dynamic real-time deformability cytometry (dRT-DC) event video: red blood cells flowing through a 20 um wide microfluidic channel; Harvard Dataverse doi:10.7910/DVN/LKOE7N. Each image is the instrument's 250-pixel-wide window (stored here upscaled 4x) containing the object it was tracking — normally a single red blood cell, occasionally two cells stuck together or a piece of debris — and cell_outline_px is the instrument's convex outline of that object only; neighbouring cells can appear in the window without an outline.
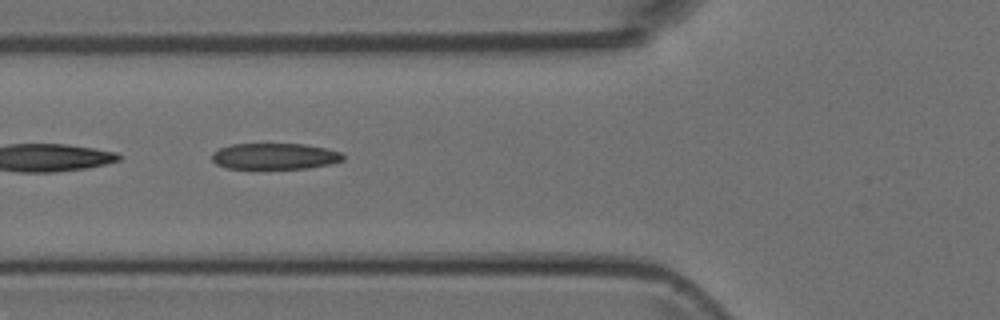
{"species": "Egyptian fruit bat (a non-hibernating species)", "species_latin": "Rousettus aegyptiacus", "temperature_condition": "room temperature", "stored_images_in_passage": 4, "camera_frame_rate_fps": 3000, "um_per_image_px": 0.085, "animal": {"sex": "female"}, "frame": {"image": 1, "passage_image": 2, "time_ms": 0.333, "image_size_px": [1000, 320], "cell_outline_px": [[344, 160], [332, 164], [308, 168], [224, 168], [216, 164], [212, 160], [212, 152], [220, 148], [232, 144], [304, 144], [328, 148], [340, 152], [344, 156]], "centroid_in_image_um": [23.37, 13.28], "position_along_channel_um": 102.4, "area_um2": 20.06}}
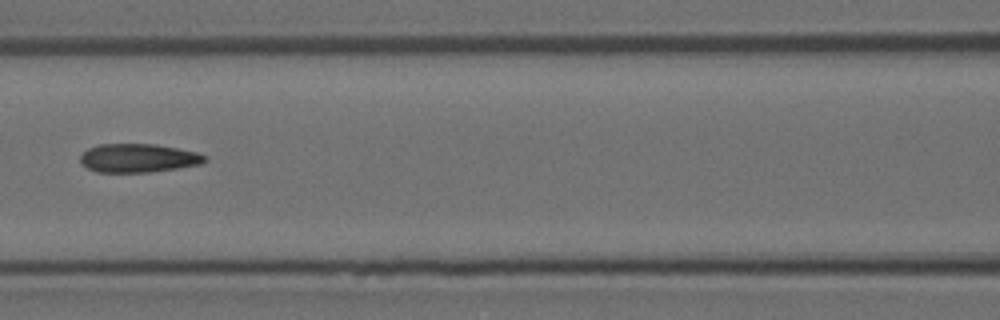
{"frame": {"image": 2, "passage_image": 3, "time_ms": 0.667, "image_size_px": [1000, 320], "cell_outline_px": [[208, 160], [200, 164], [152, 172], [96, 172], [88, 168], [80, 160], [80, 156], [88, 148], [100, 144], [156, 144], [196, 152], [208, 156]], "centroid_in_image_um": [11.77, 13.43], "position_along_channel_um": 154.8, "area_um2": 20.69}}
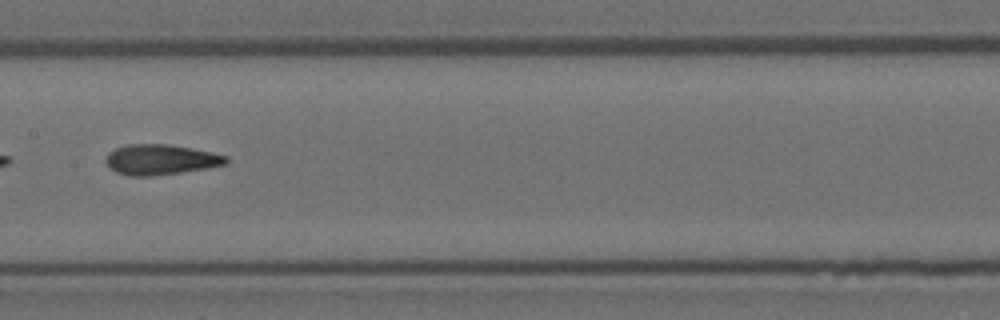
{"frame": {"image": 3, "passage_image": 4, "time_ms": 1.0, "image_size_px": [1000, 320], "cell_outline_px": [[228, 164], [208, 168], [152, 176], [128, 176], [116, 172], [108, 168], [104, 160], [108, 152], [116, 148], [128, 144], [168, 144], [192, 148], [212, 152], [228, 156]], "centroid_in_image_um": [13.64, 13.57], "position_along_channel_um": 193.8, "area_um2": 21.5}}